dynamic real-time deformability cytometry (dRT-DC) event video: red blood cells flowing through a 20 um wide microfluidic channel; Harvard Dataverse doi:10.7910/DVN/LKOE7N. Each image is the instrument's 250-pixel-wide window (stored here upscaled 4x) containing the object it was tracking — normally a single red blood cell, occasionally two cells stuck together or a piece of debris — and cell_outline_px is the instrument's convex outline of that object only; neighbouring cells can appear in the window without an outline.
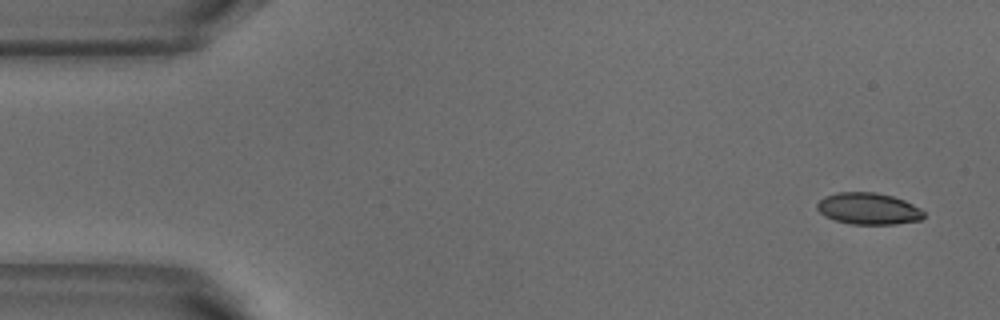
{"species": "common noctule bat (a hibernating species)", "species_latin": "Nyctalus noctula", "temperature_condition": "warm", "stored_images_in_passage": 4, "camera_frame_rate_fps": 3000, "um_per_image_px": 0.085, "animal": {"sex": "male", "body_mass_g": 18.8}, "frame": {"image": 1, "passage_image": 1, "time_ms": 0.0, "image_size_px": [1000, 320], "cell_outline_px": [[924, 216], [920, 220], [896, 224], [852, 224], [836, 220], [824, 216], [816, 208], [816, 204], [824, 196], [836, 192], [876, 192], [892, 196], [904, 200], [920, 208], [924, 212]], "centroid_in_image_um": [73.8, 17.73], "position_along_channel_um": 11.2, "area_um2": 19.71}}